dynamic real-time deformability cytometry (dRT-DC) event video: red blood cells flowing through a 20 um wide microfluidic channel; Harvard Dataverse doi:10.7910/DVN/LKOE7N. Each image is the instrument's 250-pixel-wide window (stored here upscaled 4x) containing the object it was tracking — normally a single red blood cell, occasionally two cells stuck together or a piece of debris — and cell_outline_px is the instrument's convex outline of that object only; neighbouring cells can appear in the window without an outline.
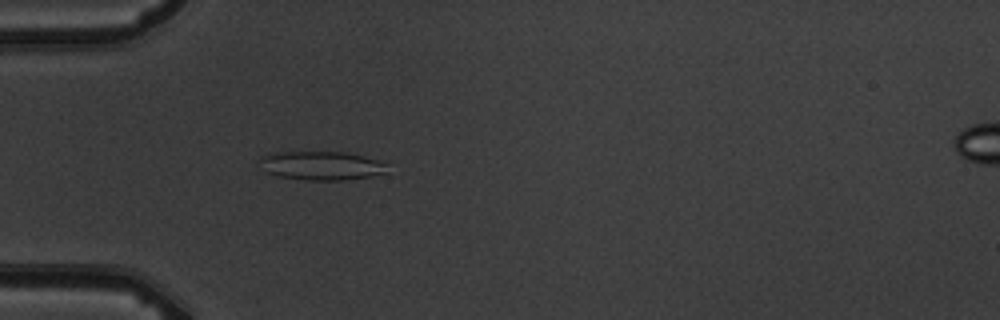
{"species": "common noctule bat (a hibernating species)", "species_latin": "Nyctalus noctula", "temperature_condition": "warm", "stored_images_in_passage": 4, "camera_frame_rate_fps": 3000, "um_per_image_px": 0.085, "animal": {"sex": "male", "body_mass_g": 19.5, "forearm_length_mm": 54.6}, "frame": {"image": 1, "passage_image": 4, "time_ms": 3.667, "image_size_px": [1000, 320], "cell_outline_px": [[388, 164], [384, 172], [372, 176], [344, 180], [308, 180], [276, 176], [264, 172], [260, 160], [260, 156], [272, 152], [344, 152], [364, 156]], "centroid_in_image_um": [27.27, 14.08], "position_along_channel_um": 57.7, "area_um2": 21.39}}